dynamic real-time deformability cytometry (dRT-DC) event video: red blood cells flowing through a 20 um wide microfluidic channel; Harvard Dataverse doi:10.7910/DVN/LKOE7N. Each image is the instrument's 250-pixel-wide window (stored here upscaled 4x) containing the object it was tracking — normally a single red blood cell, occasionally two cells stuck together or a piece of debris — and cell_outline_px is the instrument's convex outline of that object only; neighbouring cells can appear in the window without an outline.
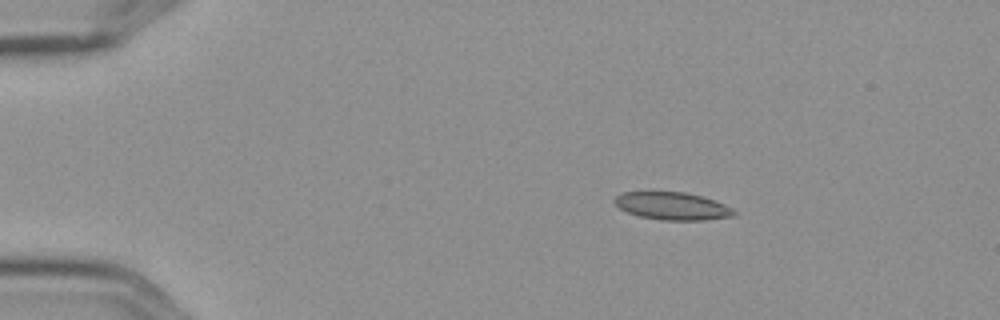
{"species": "Egyptian fruit bat (a non-hibernating species)", "species_latin": "Rousettus aegyptiacus", "temperature_condition": "cold", "stored_images_in_passage": 5, "camera_frame_rate_fps": 3000, "um_per_image_px": 0.085, "frame": {"image": 1, "passage_image": 2, "time_ms": 0.333, "image_size_px": [1000, 320], "cell_outline_px": [[736, 216], [704, 220], [660, 220], [640, 216], [628, 212], [620, 208], [612, 200], [616, 196], [624, 192], [684, 192], [700, 196], [724, 204], [732, 208], [736, 212]], "centroid_in_image_um": [57.16, 17.52], "position_along_channel_um": 27.8, "area_um2": 19.07}}
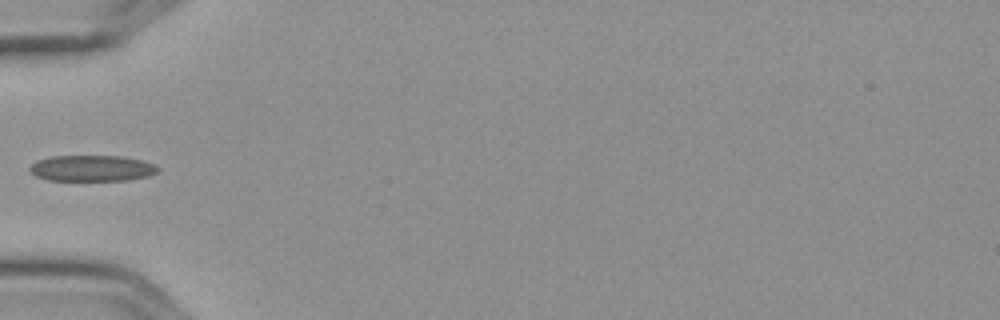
{"frame": {"image": 2, "passage_image": 5, "time_ms": 1.333, "image_size_px": [1000, 320], "cell_outline_px": [[160, 172], [148, 176], [128, 180], [48, 180], [36, 176], [28, 168], [36, 160], [52, 156], [120, 156], [144, 160], [160, 168]], "centroid_in_image_um": [7.84, 14.3], "position_along_channel_um": 77.2, "area_um2": 19.48}}